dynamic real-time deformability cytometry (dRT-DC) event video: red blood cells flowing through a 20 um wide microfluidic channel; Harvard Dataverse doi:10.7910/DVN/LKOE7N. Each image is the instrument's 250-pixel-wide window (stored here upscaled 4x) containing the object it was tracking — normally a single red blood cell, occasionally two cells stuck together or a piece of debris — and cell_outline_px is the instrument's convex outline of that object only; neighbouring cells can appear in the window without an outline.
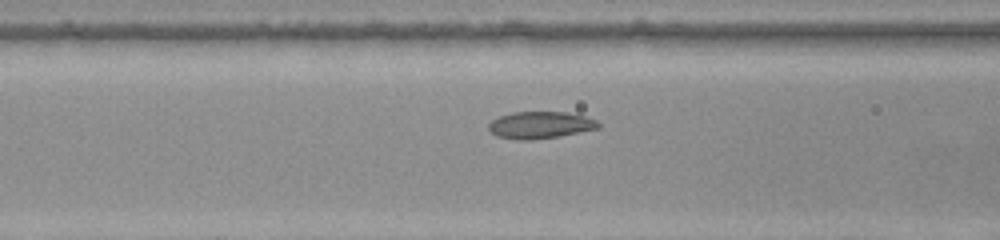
{"species": "common noctule bat (a hibernating species)", "species_latin": "Nyctalus noctula", "temperature_condition": "warm", "stored_images_in_passage": 32, "camera_frame_rate_fps": 3000, "um_per_image_px": 0.085, "animal": {"sex": "female", "body_mass_g": 22.0, "forearm_length_mm": 56.7}, "frame": {"image": 1, "passage_image": 11, "time_ms": 3.333, "image_size_px": [1000, 240], "cell_outline_px": [[600, 128], [560, 136], [532, 140], [516, 140], [496, 136], [488, 128], [488, 124], [492, 120], [500, 116], [512, 112], [568, 112], [584, 116], [596, 120], [600, 124]], "centroid_in_image_um": [45.92, 10.63], "position_along_channel_um": 120.7, "area_um2": 17.34}}
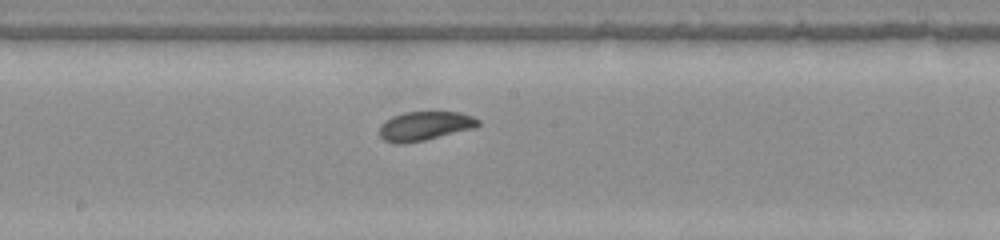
{"frame": {"image": 2, "passage_image": 18, "time_ms": 5.667, "image_size_px": [1000, 240], "cell_outline_px": [[480, 124], [476, 128], [424, 140], [404, 144], [396, 144], [384, 140], [380, 136], [380, 124], [384, 120], [392, 116], [404, 112], [460, 112], [472, 116], [480, 120]], "centroid_in_image_um": [36.1, 10.71], "position_along_channel_um": 212.1, "area_um2": 16.88}}
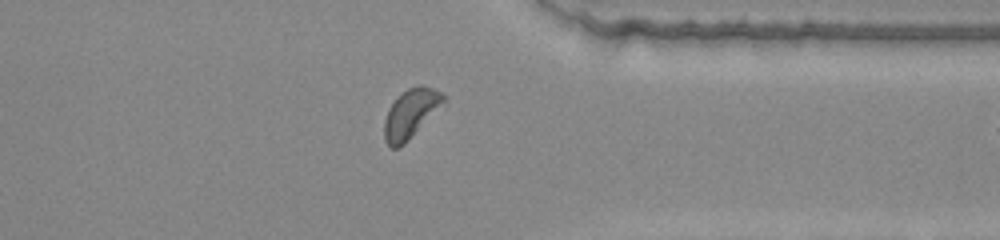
{"frame": {"image": 3, "passage_image": 31, "time_ms": 10.0, "image_size_px": [1000, 240], "cell_outline_px": [[448, 104], [404, 144], [396, 148], [392, 148], [384, 140], [384, 120], [388, 108], [408, 88], [420, 84], [432, 88], [440, 92], [448, 100]], "centroid_in_image_um": [34.99, 9.66], "position_along_channel_um": 376.4, "area_um2": 17.34}}